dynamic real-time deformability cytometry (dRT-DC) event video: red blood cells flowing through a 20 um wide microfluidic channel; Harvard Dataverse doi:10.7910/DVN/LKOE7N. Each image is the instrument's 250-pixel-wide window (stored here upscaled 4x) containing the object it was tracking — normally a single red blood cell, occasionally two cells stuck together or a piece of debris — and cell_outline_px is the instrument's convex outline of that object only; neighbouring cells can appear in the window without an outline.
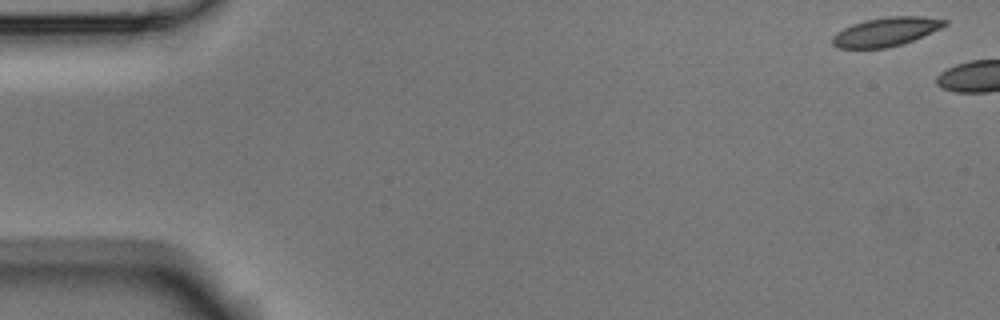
{"species": "Egyptian fruit bat (a non-hibernating species)", "species_latin": "Rousettus aegyptiacus", "temperature_condition": "room temperature", "stored_images_in_passage": 2, "camera_frame_rate_fps": 3000, "um_per_image_px": 0.085, "animal": {"sex": "male"}, "frame": {"image": 1, "passage_image": 1, "time_ms": 0.0, "image_size_px": [1000, 320], "cell_outline_px": [[948, 24], [940, 28], [912, 40], [900, 44], [884, 48], [836, 48], [832, 44], [832, 36], [836, 32], [852, 24], [864, 20], [888, 16], [920, 16], [948, 20]], "centroid_in_image_um": [75.26, 2.69], "position_along_channel_um": 9.7, "area_um2": 18.73}}